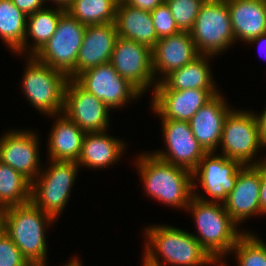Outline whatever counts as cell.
<instances>
[{
    "label": "cell",
    "mask_w": 266,
    "mask_h": 266,
    "mask_svg": "<svg viewBox=\"0 0 266 266\" xmlns=\"http://www.w3.org/2000/svg\"><path fill=\"white\" fill-rule=\"evenodd\" d=\"M145 230L147 236L142 266H204L219 264L188 231L175 226L154 225ZM159 255L163 258L160 260Z\"/></svg>",
    "instance_id": "cell-1"
},
{
    "label": "cell",
    "mask_w": 266,
    "mask_h": 266,
    "mask_svg": "<svg viewBox=\"0 0 266 266\" xmlns=\"http://www.w3.org/2000/svg\"><path fill=\"white\" fill-rule=\"evenodd\" d=\"M146 194L168 206L187 208L193 198L192 172L165 162L152 153L136 160Z\"/></svg>",
    "instance_id": "cell-2"
},
{
    "label": "cell",
    "mask_w": 266,
    "mask_h": 266,
    "mask_svg": "<svg viewBox=\"0 0 266 266\" xmlns=\"http://www.w3.org/2000/svg\"><path fill=\"white\" fill-rule=\"evenodd\" d=\"M186 210L191 211L199 233V236L194 233L193 236L219 266H226L224 255L231 253L245 231H238V224L227 213L223 203L193 197Z\"/></svg>",
    "instance_id": "cell-3"
},
{
    "label": "cell",
    "mask_w": 266,
    "mask_h": 266,
    "mask_svg": "<svg viewBox=\"0 0 266 266\" xmlns=\"http://www.w3.org/2000/svg\"><path fill=\"white\" fill-rule=\"evenodd\" d=\"M5 233L21 250L32 266H46V227L56 220L31 201L22 205L3 208Z\"/></svg>",
    "instance_id": "cell-4"
},
{
    "label": "cell",
    "mask_w": 266,
    "mask_h": 266,
    "mask_svg": "<svg viewBox=\"0 0 266 266\" xmlns=\"http://www.w3.org/2000/svg\"><path fill=\"white\" fill-rule=\"evenodd\" d=\"M27 67L23 75V91L26 99L41 114L50 116L63 113L65 88L69 76L61 70L26 56Z\"/></svg>",
    "instance_id": "cell-5"
},
{
    "label": "cell",
    "mask_w": 266,
    "mask_h": 266,
    "mask_svg": "<svg viewBox=\"0 0 266 266\" xmlns=\"http://www.w3.org/2000/svg\"><path fill=\"white\" fill-rule=\"evenodd\" d=\"M49 168L41 170L31 183V202L55 219L66 207L77 178L78 163L50 159Z\"/></svg>",
    "instance_id": "cell-6"
},
{
    "label": "cell",
    "mask_w": 266,
    "mask_h": 266,
    "mask_svg": "<svg viewBox=\"0 0 266 266\" xmlns=\"http://www.w3.org/2000/svg\"><path fill=\"white\" fill-rule=\"evenodd\" d=\"M199 55L217 56L234 44L226 0H205L190 31Z\"/></svg>",
    "instance_id": "cell-7"
},
{
    "label": "cell",
    "mask_w": 266,
    "mask_h": 266,
    "mask_svg": "<svg viewBox=\"0 0 266 266\" xmlns=\"http://www.w3.org/2000/svg\"><path fill=\"white\" fill-rule=\"evenodd\" d=\"M85 30L86 25L65 10L61 14L55 33L34 57L52 68L63 71L69 79H75L77 55Z\"/></svg>",
    "instance_id": "cell-8"
},
{
    "label": "cell",
    "mask_w": 266,
    "mask_h": 266,
    "mask_svg": "<svg viewBox=\"0 0 266 266\" xmlns=\"http://www.w3.org/2000/svg\"><path fill=\"white\" fill-rule=\"evenodd\" d=\"M219 146L222 147L220 155L228 159L237 160L242 165H258L253 158L263 146L256 113L232 108L224 120Z\"/></svg>",
    "instance_id": "cell-9"
},
{
    "label": "cell",
    "mask_w": 266,
    "mask_h": 266,
    "mask_svg": "<svg viewBox=\"0 0 266 266\" xmlns=\"http://www.w3.org/2000/svg\"><path fill=\"white\" fill-rule=\"evenodd\" d=\"M241 166L242 164L237 160L228 159L220 154L215 155L214 152L206 153L192 171L193 197L202 201L224 203L235 186ZM195 180L200 181L211 200L196 193L199 183Z\"/></svg>",
    "instance_id": "cell-10"
},
{
    "label": "cell",
    "mask_w": 266,
    "mask_h": 266,
    "mask_svg": "<svg viewBox=\"0 0 266 266\" xmlns=\"http://www.w3.org/2000/svg\"><path fill=\"white\" fill-rule=\"evenodd\" d=\"M74 80L109 109L122 107L142 95L135 86L118 74L110 62L90 68Z\"/></svg>",
    "instance_id": "cell-11"
},
{
    "label": "cell",
    "mask_w": 266,
    "mask_h": 266,
    "mask_svg": "<svg viewBox=\"0 0 266 266\" xmlns=\"http://www.w3.org/2000/svg\"><path fill=\"white\" fill-rule=\"evenodd\" d=\"M110 63L118 74L135 86L142 94L150 86L155 89L152 69V50L136 41L118 37Z\"/></svg>",
    "instance_id": "cell-12"
},
{
    "label": "cell",
    "mask_w": 266,
    "mask_h": 266,
    "mask_svg": "<svg viewBox=\"0 0 266 266\" xmlns=\"http://www.w3.org/2000/svg\"><path fill=\"white\" fill-rule=\"evenodd\" d=\"M163 137L167 152L154 151L159 159L193 171L207 153L194 137L190 123L172 119H162Z\"/></svg>",
    "instance_id": "cell-13"
},
{
    "label": "cell",
    "mask_w": 266,
    "mask_h": 266,
    "mask_svg": "<svg viewBox=\"0 0 266 266\" xmlns=\"http://www.w3.org/2000/svg\"><path fill=\"white\" fill-rule=\"evenodd\" d=\"M109 109L95 95L83 89L74 79L65 88L63 114L85 133L106 131L109 128Z\"/></svg>",
    "instance_id": "cell-14"
},
{
    "label": "cell",
    "mask_w": 266,
    "mask_h": 266,
    "mask_svg": "<svg viewBox=\"0 0 266 266\" xmlns=\"http://www.w3.org/2000/svg\"><path fill=\"white\" fill-rule=\"evenodd\" d=\"M11 130L0 137V161L32 183L41 172L39 136L31 130Z\"/></svg>",
    "instance_id": "cell-15"
},
{
    "label": "cell",
    "mask_w": 266,
    "mask_h": 266,
    "mask_svg": "<svg viewBox=\"0 0 266 266\" xmlns=\"http://www.w3.org/2000/svg\"><path fill=\"white\" fill-rule=\"evenodd\" d=\"M151 101L152 110L161 119L189 122L195 113L209 102L218 90H154Z\"/></svg>",
    "instance_id": "cell-16"
},
{
    "label": "cell",
    "mask_w": 266,
    "mask_h": 266,
    "mask_svg": "<svg viewBox=\"0 0 266 266\" xmlns=\"http://www.w3.org/2000/svg\"><path fill=\"white\" fill-rule=\"evenodd\" d=\"M261 167L242 165L235 186L223 203L230 217L238 224L260 214Z\"/></svg>",
    "instance_id": "cell-17"
},
{
    "label": "cell",
    "mask_w": 266,
    "mask_h": 266,
    "mask_svg": "<svg viewBox=\"0 0 266 266\" xmlns=\"http://www.w3.org/2000/svg\"><path fill=\"white\" fill-rule=\"evenodd\" d=\"M199 56L190 32L180 31L177 34L159 39L152 49V69L154 76L159 74L161 82L168 74L182 68ZM159 79V80H158Z\"/></svg>",
    "instance_id": "cell-18"
},
{
    "label": "cell",
    "mask_w": 266,
    "mask_h": 266,
    "mask_svg": "<svg viewBox=\"0 0 266 266\" xmlns=\"http://www.w3.org/2000/svg\"><path fill=\"white\" fill-rule=\"evenodd\" d=\"M118 33L115 22L86 25L76 61V77L93 67L110 62Z\"/></svg>",
    "instance_id": "cell-19"
},
{
    "label": "cell",
    "mask_w": 266,
    "mask_h": 266,
    "mask_svg": "<svg viewBox=\"0 0 266 266\" xmlns=\"http://www.w3.org/2000/svg\"><path fill=\"white\" fill-rule=\"evenodd\" d=\"M225 101L221 93L215 95L189 121L194 137L207 153H216L215 150L221 140L224 120L232 110Z\"/></svg>",
    "instance_id": "cell-20"
},
{
    "label": "cell",
    "mask_w": 266,
    "mask_h": 266,
    "mask_svg": "<svg viewBox=\"0 0 266 266\" xmlns=\"http://www.w3.org/2000/svg\"><path fill=\"white\" fill-rule=\"evenodd\" d=\"M235 40L249 42L266 33V0H226Z\"/></svg>",
    "instance_id": "cell-21"
},
{
    "label": "cell",
    "mask_w": 266,
    "mask_h": 266,
    "mask_svg": "<svg viewBox=\"0 0 266 266\" xmlns=\"http://www.w3.org/2000/svg\"><path fill=\"white\" fill-rule=\"evenodd\" d=\"M115 25L118 37L136 41L151 50L159 40L151 12L128 6L120 0L116 7Z\"/></svg>",
    "instance_id": "cell-22"
},
{
    "label": "cell",
    "mask_w": 266,
    "mask_h": 266,
    "mask_svg": "<svg viewBox=\"0 0 266 266\" xmlns=\"http://www.w3.org/2000/svg\"><path fill=\"white\" fill-rule=\"evenodd\" d=\"M124 145L125 142L109 136L106 131L86 133L77 163L91 169L107 168L120 161Z\"/></svg>",
    "instance_id": "cell-23"
},
{
    "label": "cell",
    "mask_w": 266,
    "mask_h": 266,
    "mask_svg": "<svg viewBox=\"0 0 266 266\" xmlns=\"http://www.w3.org/2000/svg\"><path fill=\"white\" fill-rule=\"evenodd\" d=\"M212 57L214 56L199 55L192 62L168 74L152 90H218L208 63L209 58Z\"/></svg>",
    "instance_id": "cell-24"
},
{
    "label": "cell",
    "mask_w": 266,
    "mask_h": 266,
    "mask_svg": "<svg viewBox=\"0 0 266 266\" xmlns=\"http://www.w3.org/2000/svg\"><path fill=\"white\" fill-rule=\"evenodd\" d=\"M59 115H54L56 122L49 133V159L77 162L86 133L65 114Z\"/></svg>",
    "instance_id": "cell-25"
},
{
    "label": "cell",
    "mask_w": 266,
    "mask_h": 266,
    "mask_svg": "<svg viewBox=\"0 0 266 266\" xmlns=\"http://www.w3.org/2000/svg\"><path fill=\"white\" fill-rule=\"evenodd\" d=\"M64 11L65 9L57 6H55V9L53 7H44L35 13L27 15L26 35L23 43L24 52L27 53V50L30 48L27 56H34L51 38L56 31L58 21ZM28 36L33 39L31 47L28 45Z\"/></svg>",
    "instance_id": "cell-26"
},
{
    "label": "cell",
    "mask_w": 266,
    "mask_h": 266,
    "mask_svg": "<svg viewBox=\"0 0 266 266\" xmlns=\"http://www.w3.org/2000/svg\"><path fill=\"white\" fill-rule=\"evenodd\" d=\"M27 15L12 0H0V38L12 52L23 54Z\"/></svg>",
    "instance_id": "cell-27"
},
{
    "label": "cell",
    "mask_w": 266,
    "mask_h": 266,
    "mask_svg": "<svg viewBox=\"0 0 266 266\" xmlns=\"http://www.w3.org/2000/svg\"><path fill=\"white\" fill-rule=\"evenodd\" d=\"M31 200V182L0 161V208L22 205Z\"/></svg>",
    "instance_id": "cell-28"
},
{
    "label": "cell",
    "mask_w": 266,
    "mask_h": 266,
    "mask_svg": "<svg viewBox=\"0 0 266 266\" xmlns=\"http://www.w3.org/2000/svg\"><path fill=\"white\" fill-rule=\"evenodd\" d=\"M118 0H73L66 9L84 25L115 22Z\"/></svg>",
    "instance_id": "cell-29"
},
{
    "label": "cell",
    "mask_w": 266,
    "mask_h": 266,
    "mask_svg": "<svg viewBox=\"0 0 266 266\" xmlns=\"http://www.w3.org/2000/svg\"><path fill=\"white\" fill-rule=\"evenodd\" d=\"M231 252L236 254L238 266H266V243L254 233L245 232Z\"/></svg>",
    "instance_id": "cell-30"
},
{
    "label": "cell",
    "mask_w": 266,
    "mask_h": 266,
    "mask_svg": "<svg viewBox=\"0 0 266 266\" xmlns=\"http://www.w3.org/2000/svg\"><path fill=\"white\" fill-rule=\"evenodd\" d=\"M180 31L190 32L205 0H165Z\"/></svg>",
    "instance_id": "cell-31"
},
{
    "label": "cell",
    "mask_w": 266,
    "mask_h": 266,
    "mask_svg": "<svg viewBox=\"0 0 266 266\" xmlns=\"http://www.w3.org/2000/svg\"><path fill=\"white\" fill-rule=\"evenodd\" d=\"M151 17L158 39H162L180 32L166 2L157 6L153 11H151Z\"/></svg>",
    "instance_id": "cell-32"
},
{
    "label": "cell",
    "mask_w": 266,
    "mask_h": 266,
    "mask_svg": "<svg viewBox=\"0 0 266 266\" xmlns=\"http://www.w3.org/2000/svg\"><path fill=\"white\" fill-rule=\"evenodd\" d=\"M0 266H32L6 233L0 238Z\"/></svg>",
    "instance_id": "cell-33"
},
{
    "label": "cell",
    "mask_w": 266,
    "mask_h": 266,
    "mask_svg": "<svg viewBox=\"0 0 266 266\" xmlns=\"http://www.w3.org/2000/svg\"><path fill=\"white\" fill-rule=\"evenodd\" d=\"M14 5L26 15L35 13L39 9L44 8L45 0H12Z\"/></svg>",
    "instance_id": "cell-34"
},
{
    "label": "cell",
    "mask_w": 266,
    "mask_h": 266,
    "mask_svg": "<svg viewBox=\"0 0 266 266\" xmlns=\"http://www.w3.org/2000/svg\"><path fill=\"white\" fill-rule=\"evenodd\" d=\"M124 4L145 11H153L157 6L163 4L165 0H120Z\"/></svg>",
    "instance_id": "cell-35"
},
{
    "label": "cell",
    "mask_w": 266,
    "mask_h": 266,
    "mask_svg": "<svg viewBox=\"0 0 266 266\" xmlns=\"http://www.w3.org/2000/svg\"><path fill=\"white\" fill-rule=\"evenodd\" d=\"M266 215V173L261 168L260 183V215Z\"/></svg>",
    "instance_id": "cell-36"
},
{
    "label": "cell",
    "mask_w": 266,
    "mask_h": 266,
    "mask_svg": "<svg viewBox=\"0 0 266 266\" xmlns=\"http://www.w3.org/2000/svg\"><path fill=\"white\" fill-rule=\"evenodd\" d=\"M256 117L259 125V139L263 148H266V108L262 114H256Z\"/></svg>",
    "instance_id": "cell-37"
},
{
    "label": "cell",
    "mask_w": 266,
    "mask_h": 266,
    "mask_svg": "<svg viewBox=\"0 0 266 266\" xmlns=\"http://www.w3.org/2000/svg\"><path fill=\"white\" fill-rule=\"evenodd\" d=\"M248 44H254V43H256L257 45H259L258 47H259V49L260 48H262V47H260V46H262L263 45V43L264 44H266V33L265 34H262V35H259L258 37H256V38H253V39H251L249 42H247ZM260 43V44H259ZM263 46H265V45H263Z\"/></svg>",
    "instance_id": "cell-38"
},
{
    "label": "cell",
    "mask_w": 266,
    "mask_h": 266,
    "mask_svg": "<svg viewBox=\"0 0 266 266\" xmlns=\"http://www.w3.org/2000/svg\"><path fill=\"white\" fill-rule=\"evenodd\" d=\"M45 1H52V3H55L57 5V7H61L63 9H65V10L73 2V0H45Z\"/></svg>",
    "instance_id": "cell-39"
},
{
    "label": "cell",
    "mask_w": 266,
    "mask_h": 266,
    "mask_svg": "<svg viewBox=\"0 0 266 266\" xmlns=\"http://www.w3.org/2000/svg\"><path fill=\"white\" fill-rule=\"evenodd\" d=\"M5 234V213L2 208H0V238Z\"/></svg>",
    "instance_id": "cell-40"
},
{
    "label": "cell",
    "mask_w": 266,
    "mask_h": 266,
    "mask_svg": "<svg viewBox=\"0 0 266 266\" xmlns=\"http://www.w3.org/2000/svg\"><path fill=\"white\" fill-rule=\"evenodd\" d=\"M70 260L63 266H82V263L79 261L78 257L77 258L74 257L73 259H70Z\"/></svg>",
    "instance_id": "cell-41"
},
{
    "label": "cell",
    "mask_w": 266,
    "mask_h": 266,
    "mask_svg": "<svg viewBox=\"0 0 266 266\" xmlns=\"http://www.w3.org/2000/svg\"><path fill=\"white\" fill-rule=\"evenodd\" d=\"M258 165L263 169V171L266 173V158L257 160Z\"/></svg>",
    "instance_id": "cell-42"
}]
</instances>
